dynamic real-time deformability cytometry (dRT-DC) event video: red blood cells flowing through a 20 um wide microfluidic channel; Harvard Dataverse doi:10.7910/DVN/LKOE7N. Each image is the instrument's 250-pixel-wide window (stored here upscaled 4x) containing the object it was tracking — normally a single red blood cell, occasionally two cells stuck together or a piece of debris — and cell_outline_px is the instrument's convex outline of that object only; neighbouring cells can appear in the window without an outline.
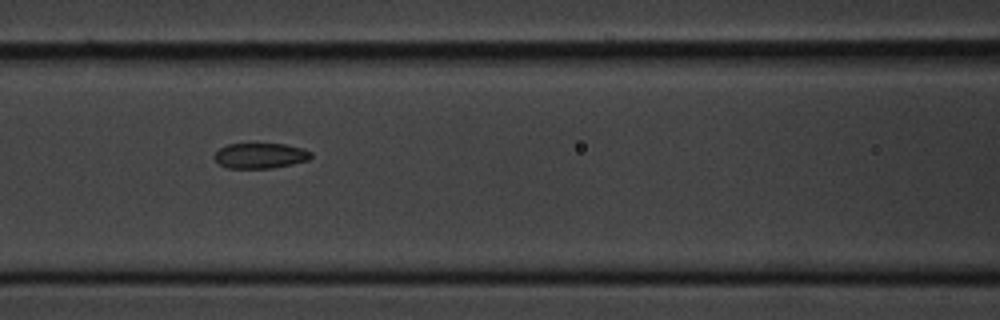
{"species": "common noctule bat (a hibernating species)", "species_latin": "Nyctalus noctula", "temperature_condition": "cold", "stored_images_in_passage": 6, "camera_frame_rate_fps": 3000, "um_per_image_px": 0.085, "animal": {"sex": "male", "body_mass_g": 20.1, "forearm_length_mm": 53.5}, "frame": {"image": 1, "passage_image": 5, "time_ms": 5.333, "image_size_px": [1000, 320], "cell_outline_px": [[312, 156], [308, 160], [292, 164], [272, 168], [224, 168], [212, 156], [220, 148], [228, 144], [284, 144], [300, 148], [312, 152]], "centroid_in_image_um": [22.1, 13.24], "position_along_channel_um": 144.5, "area_um2": 14.22}}
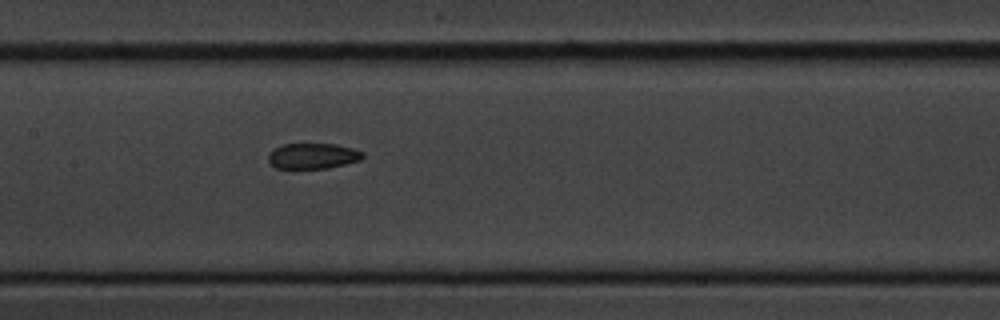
{"frame": {"image": 2, "passage_image": 6, "time_ms": 6.333, "image_size_px": [1000, 320], "cell_outline_px": [[364, 156], [360, 160], [328, 168], [276, 168], [268, 160], [268, 156], [276, 148], [284, 144], [336, 144], [352, 148], [364, 152]], "centroid_in_image_um": [26.63, 13.25], "position_along_channel_um": 180.8, "area_um2": 13.87}}